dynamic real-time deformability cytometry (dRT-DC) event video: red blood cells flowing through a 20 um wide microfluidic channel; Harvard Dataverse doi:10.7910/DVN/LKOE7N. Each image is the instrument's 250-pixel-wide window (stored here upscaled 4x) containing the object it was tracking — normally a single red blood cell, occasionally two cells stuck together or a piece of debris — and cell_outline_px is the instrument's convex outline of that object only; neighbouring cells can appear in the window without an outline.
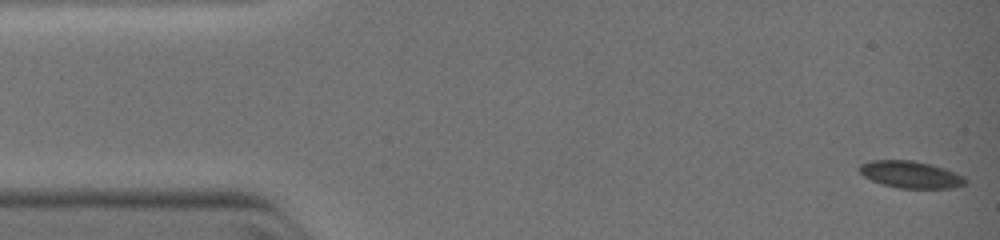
{"species": "common noctule bat (a hibernating species)", "species_latin": "Nyctalus noctula", "temperature_condition": "warm", "stored_images_in_passage": 4, "camera_frame_rate_fps": 3000, "um_per_image_px": 0.085, "animal": {"sex": "female", "body_mass_g": 19.0, "forearm_length_mm": 51.5}, "frame": {"image": 1, "passage_image": 1, "time_ms": 0.0, "image_size_px": [1000, 240], "cell_outline_px": [[968, 184], [952, 188], [900, 188], [884, 184], [872, 180], [864, 176], [860, 172], [860, 164], [872, 160], [912, 160], [944, 168], [964, 176], [968, 180]], "centroid_in_image_um": [77.45, 14.84], "position_along_channel_um": 7.5, "area_um2": 16.53}}
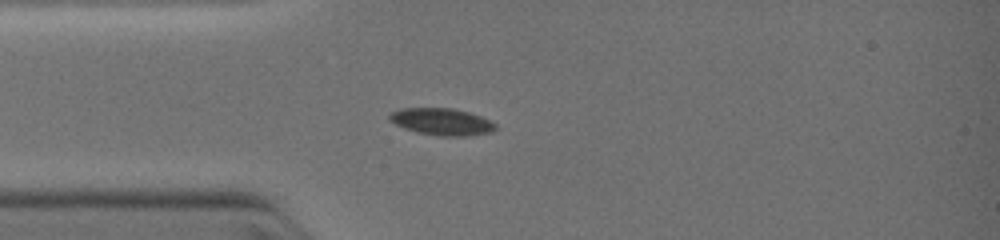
{"frame": {"image": 2, "passage_image": 4, "time_ms": 3.0, "image_size_px": [1000, 240], "cell_outline_px": [[496, 128], [492, 132], [468, 136], [440, 136], [416, 132], [404, 128], [388, 120], [388, 116], [392, 112], [400, 108], [452, 108], [468, 112], [480, 116], [496, 124]], "centroid_in_image_um": [37.53, 10.35], "position_along_channel_um": 47.5, "area_um2": 16.65}}